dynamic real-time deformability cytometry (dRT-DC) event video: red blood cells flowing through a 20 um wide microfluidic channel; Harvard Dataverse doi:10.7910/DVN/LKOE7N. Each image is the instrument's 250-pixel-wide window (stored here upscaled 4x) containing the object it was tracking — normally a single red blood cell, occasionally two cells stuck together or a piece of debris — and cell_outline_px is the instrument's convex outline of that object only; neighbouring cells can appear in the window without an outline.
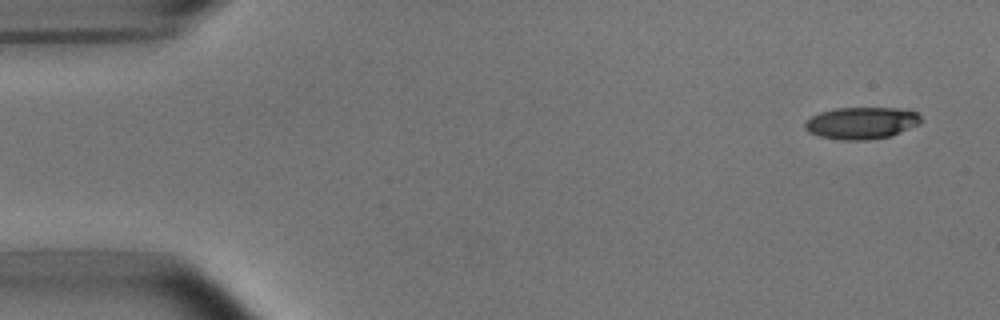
{"species": "common noctule bat (a hibernating species)", "species_latin": "Nyctalus noctula", "temperature_condition": "room temperature", "stored_images_in_passage": 49, "camera_frame_rate_fps": 3000, "um_per_image_px": 0.085, "animal": {"sex": "male", "body_mass_g": 15.6}, "frame": {"image": 1, "passage_image": 1, "time_ms": 0.0, "image_size_px": [1000, 320], "cell_outline_px": [[920, 124], [892, 136], [868, 140], [844, 140], [820, 136], [808, 132], [804, 128], [804, 120], [820, 112], [836, 108], [900, 108], [916, 112], [920, 116]], "centroid_in_image_um": [73.22, 10.46], "position_along_channel_um": 11.8, "area_um2": 21.73}}
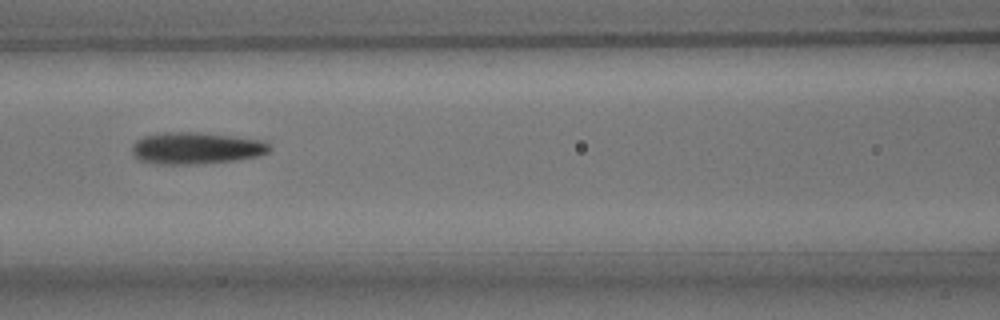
{"frame": {"image": 2, "passage_image": 21, "time_ms": 6.667, "image_size_px": [1000, 320], "cell_outline_px": [[268, 152], [256, 156], [236, 160], [192, 164], [156, 164], [140, 160], [132, 152], [132, 144], [136, 140], [144, 136], [168, 132], [196, 132], [260, 140], [268, 144]], "centroid_in_image_um": [16.6, 12.6], "position_along_channel_um": 150.0, "area_um2": 24.97}}
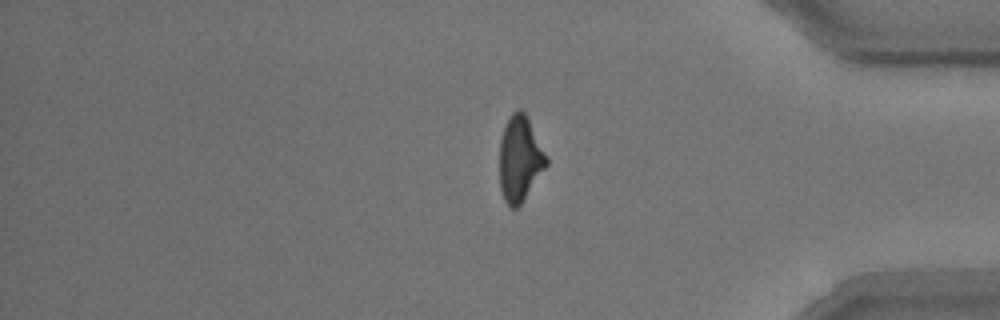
{"frame": {"image": 3, "passage_image": 42, "time_ms": 13.667, "image_size_px": [1000, 320], "cell_outline_px": [[548, 164], [520, 204], [516, 208], [508, 208], [504, 200], [500, 188], [500, 140], [504, 124], [512, 112], [520, 108], [524, 112], [548, 156]], "centroid_in_image_um": [44.18, 13.49], "position_along_channel_um": 391.0, "area_um2": 23.29}, "authors_computed_cell_mechanics": {"area_um2": 23.5824, "velocity_mm_per_s": 3.7781, "shape_relaxation_time_tau1_ms": 4.3106, "shape_relaxation_time_tau2_ms": 3.312, "deformation_change_tau1": 0.2002, "deformation_change_tau2": 0.1445}}